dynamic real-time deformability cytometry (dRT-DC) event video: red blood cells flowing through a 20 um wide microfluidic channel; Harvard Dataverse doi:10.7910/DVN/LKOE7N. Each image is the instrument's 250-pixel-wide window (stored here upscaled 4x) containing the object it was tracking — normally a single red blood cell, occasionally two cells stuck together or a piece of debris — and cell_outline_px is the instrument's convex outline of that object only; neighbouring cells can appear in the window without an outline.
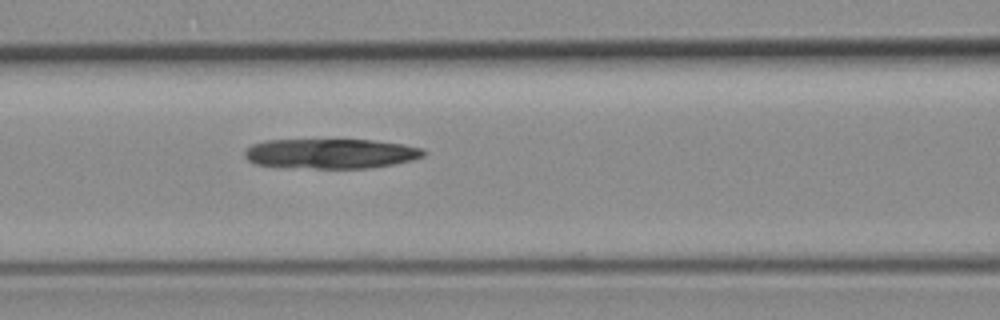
{"species": "common noctule bat (a hibernating species)", "species_latin": "Nyctalus noctula", "temperature_condition": "room temperature", "stored_images_in_passage": 40, "camera_frame_rate_fps": 3000, "um_per_image_px": 0.085, "animal": {"sex": "female", "body_mass_g": 19.3, "forearm_length_mm": 54.1}, "frame": {"image": 1, "passage_image": 9, "time_ms": 2.667, "image_size_px": [1000, 320], "cell_outline_px": [[424, 156], [412, 160], [372, 168], [276, 168], [256, 164], [248, 160], [244, 156], [244, 152], [252, 144], [268, 140], [372, 140], [400, 144], [420, 148], [424, 152]], "centroid_in_image_um": [28.03, 13.07], "position_along_channel_um": 138.6, "area_um2": 31.21}}
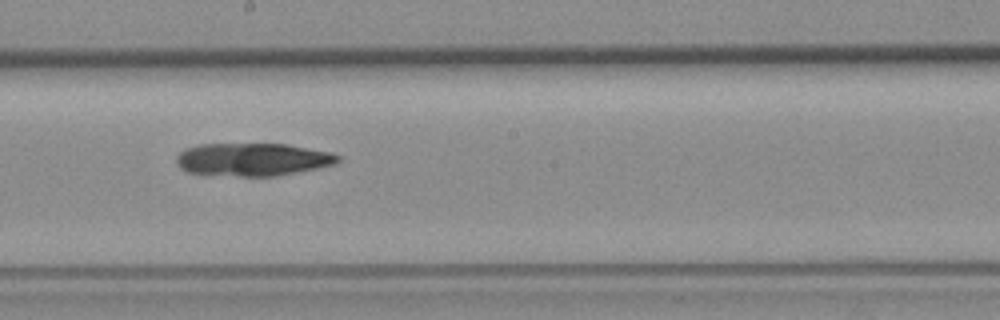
{"frame": {"image": 2, "passage_image": 16, "time_ms": 5.0, "image_size_px": [1000, 320], "cell_outline_px": [[340, 160], [332, 164], [316, 168], [276, 176], [240, 176], [188, 172], [180, 168], [176, 164], [176, 156], [184, 148], [200, 144], [288, 144], [328, 152], [340, 156]], "centroid_in_image_um": [21.42, 13.54], "position_along_channel_um": 226.8, "area_um2": 30.69}}
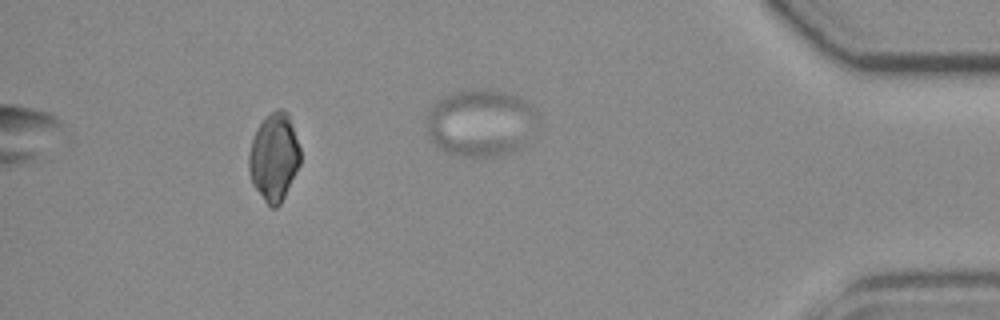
{"frame": {"image": 3, "passage_image": 36, "time_ms": 11.667, "image_size_px": [1000, 320], "cell_outline_px": [[300, 164], [280, 204], [276, 208], [272, 208], [264, 200], [252, 184], [248, 172], [248, 152], [256, 128], [264, 116], [268, 112], [276, 108], [284, 108], [288, 112], [300, 148]], "centroid_in_image_um": [23.27, 13.3], "position_along_channel_um": 411.9, "area_um2": 26.65}}